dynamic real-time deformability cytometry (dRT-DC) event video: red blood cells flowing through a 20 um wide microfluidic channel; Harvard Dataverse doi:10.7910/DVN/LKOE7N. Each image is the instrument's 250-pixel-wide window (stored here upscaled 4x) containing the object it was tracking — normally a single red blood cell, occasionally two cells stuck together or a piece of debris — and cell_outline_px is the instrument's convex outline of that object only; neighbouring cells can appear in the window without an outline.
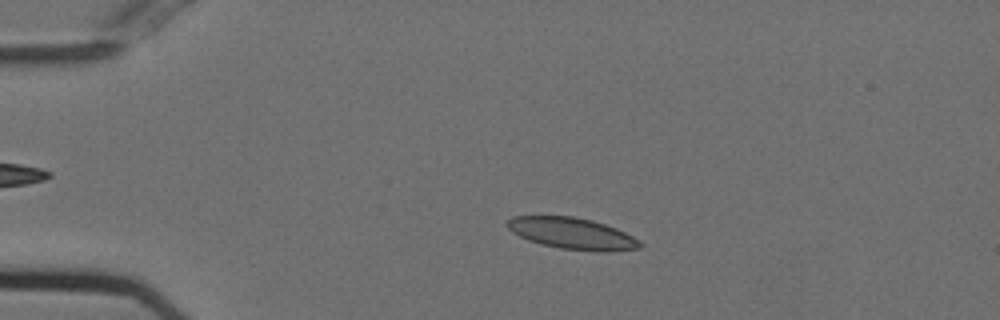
{"species": "Egyptian fruit bat (a non-hibernating species)", "species_latin": "Rousettus aegyptiacus", "temperature_condition": "cold", "stored_images_in_passage": 54, "camera_frame_rate_fps": 3000, "um_per_image_px": 0.085, "animal": {"sex": "female"}, "frame": {"image": 1, "passage_image": 11, "time_ms": 3.333, "image_size_px": [1000, 320], "cell_outline_px": [[644, 244], [640, 248], [612, 252], [596, 252], [560, 248], [528, 240], [512, 232], [504, 224], [512, 216], [572, 216], [592, 220], [616, 228], [640, 240]], "centroid_in_image_um": [48.66, 19.85], "position_along_channel_um": 36.3, "area_um2": 24.45}}
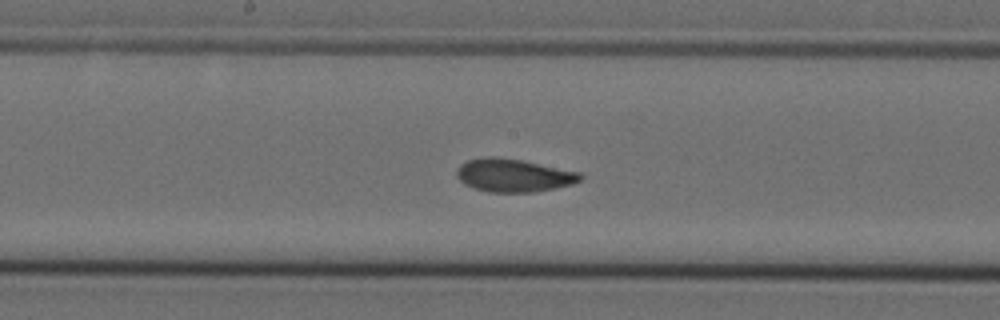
{"frame": {"image": 2, "passage_image": 28, "time_ms": 9.0, "image_size_px": [1000, 320], "cell_outline_px": [[584, 176], [580, 180], [572, 184], [556, 188], [532, 192], [488, 192], [472, 188], [464, 184], [456, 176], [456, 172], [460, 164], [468, 160], [484, 156], [492, 156], [524, 160], [580, 172]], "centroid_in_image_um": [43.64, 14.9], "position_along_channel_um": 204.6, "area_um2": 24.04}}
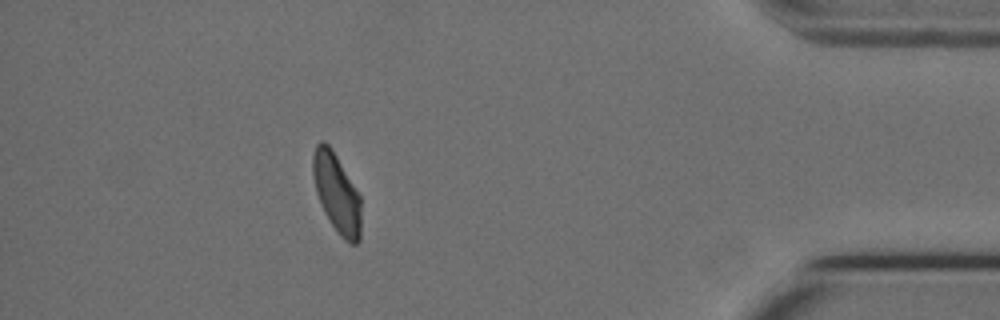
{"frame": {"image": 3, "passage_image": 48, "time_ms": 15.667, "image_size_px": [1000, 320], "cell_outline_px": [[360, 240], [356, 244], [348, 244], [340, 236], [324, 212], [320, 204], [316, 192], [312, 176], [312, 156], [316, 144], [320, 140], [324, 140], [332, 148], [360, 196]], "centroid_in_image_um": [28.59, 16.4], "position_along_channel_um": 406.6, "area_um2": 22.31}, "authors_computed_cell_mechanics": {"area_um2": 23.2645, "velocity_mm_per_s": 3.7194, "shape_relaxation_time_tau1_ms": 5.5841, "shape_relaxation_time_tau2_ms": 1.2857, "deformation_change_tau1": 0.1485, "deformation_change_tau2": 0.0583}}